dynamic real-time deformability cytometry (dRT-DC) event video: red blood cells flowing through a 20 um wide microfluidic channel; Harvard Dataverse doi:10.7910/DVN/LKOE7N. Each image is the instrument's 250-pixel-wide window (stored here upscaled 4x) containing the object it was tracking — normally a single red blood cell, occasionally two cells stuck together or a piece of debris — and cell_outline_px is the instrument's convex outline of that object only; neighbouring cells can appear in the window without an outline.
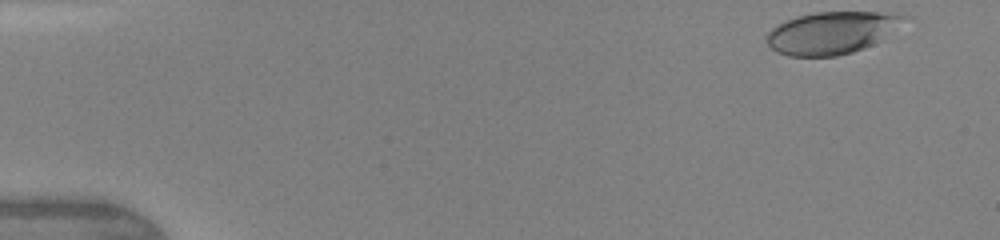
{"species": "human", "species_latin": "Homo sapiens", "temperature_condition": "warm", "stored_images_in_passage": 44, "camera_frame_rate_fps": 3000, "um_per_image_px": 0.085, "donor": {"sex": "female"}, "frame": {"image": 1, "passage_image": 1, "time_ms": 0.0, "image_size_px": [1000, 240], "cell_outline_px": [[912, 16], [880, 40], [872, 44], [852, 52], [836, 56], [788, 56], [776, 52], [768, 44], [768, 32], [772, 28], [788, 20], [800, 16], [816, 12], [880, 12]], "centroid_in_image_um": [70.72, 2.78], "position_along_channel_um": 14.3, "area_um2": 33.35}}
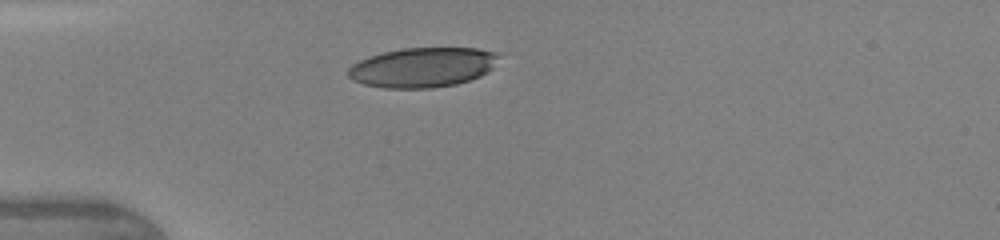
{"frame": {"image": 2, "passage_image": 11, "time_ms": 3.333, "image_size_px": [1000, 240], "cell_outline_px": [[500, 56], [492, 68], [488, 72], [480, 76], [456, 84], [432, 88], [384, 88], [364, 84], [352, 80], [348, 76], [348, 68], [352, 64], [360, 60], [384, 52], [404, 48], [476, 48], [500, 52]], "centroid_in_image_um": [35.95, 5.72], "position_along_channel_um": 49.1, "area_um2": 34.91}}
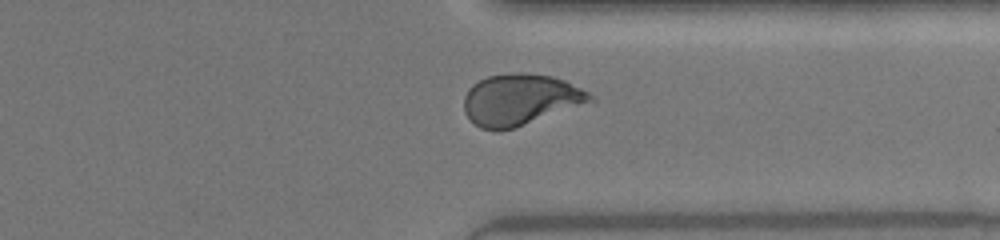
{"frame": {"image": 3, "passage_image": 34, "time_ms": 11.0, "image_size_px": [1000, 240], "cell_outline_px": [[596, 100], [512, 128], [496, 132], [480, 128], [464, 112], [464, 96], [468, 88], [472, 84], [488, 76], [508, 72], [520, 72], [552, 76], [564, 80], [588, 92]], "centroid_in_image_um": [44.17, 8.45], "position_along_channel_um": 367.2, "area_um2": 37.45}, "authors_computed_cell_mechanics": {"area_um2": 36.8475, "velocity_mm_per_s": 4.3911, "shape_relaxation_time_tau1_ms": 4.6312, "shape_relaxation_time_tau2_ms": null, "deformation_change_tau1": 0.1961, "deformation_change_tau2": null}}